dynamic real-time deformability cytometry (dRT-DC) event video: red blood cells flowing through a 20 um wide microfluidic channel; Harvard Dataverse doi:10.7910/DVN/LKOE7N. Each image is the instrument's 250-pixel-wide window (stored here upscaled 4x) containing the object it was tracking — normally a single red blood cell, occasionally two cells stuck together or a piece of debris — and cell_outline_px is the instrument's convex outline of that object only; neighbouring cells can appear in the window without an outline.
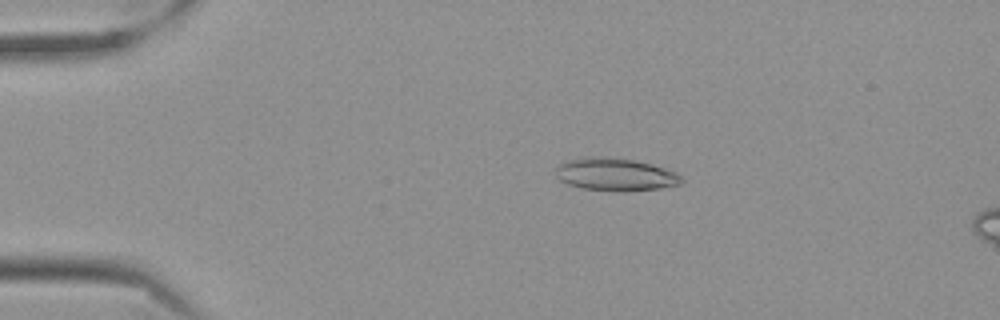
{"species": "Egyptian fruit bat (a non-hibernating species)", "species_latin": "Rousettus aegyptiacus", "temperature_condition": "cold", "stored_images_in_passage": 15, "camera_frame_rate_fps": 3000, "um_per_image_px": 0.085, "frame": {"image": 1, "passage_image": 9, "time_ms": 2.667, "image_size_px": [1000, 320], "cell_outline_px": [[684, 180], [680, 184], [660, 188], [620, 192], [584, 188], [568, 184], [560, 180], [556, 176], [556, 168], [560, 164], [568, 160], [636, 160], [664, 168], [676, 172]], "centroid_in_image_um": [52.38, 14.89], "position_along_channel_um": 32.6, "area_um2": 22.77}}